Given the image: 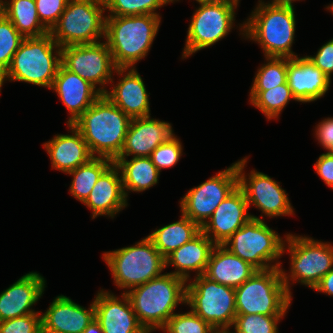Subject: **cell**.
I'll return each instance as SVG.
<instances>
[{
	"instance_id": "2",
	"label": "cell",
	"mask_w": 333,
	"mask_h": 333,
	"mask_svg": "<svg viewBox=\"0 0 333 333\" xmlns=\"http://www.w3.org/2000/svg\"><path fill=\"white\" fill-rule=\"evenodd\" d=\"M186 281L171 272L128 290L139 323L150 333L163 328L182 302L186 303Z\"/></svg>"
},
{
	"instance_id": "34",
	"label": "cell",
	"mask_w": 333,
	"mask_h": 333,
	"mask_svg": "<svg viewBox=\"0 0 333 333\" xmlns=\"http://www.w3.org/2000/svg\"><path fill=\"white\" fill-rule=\"evenodd\" d=\"M173 1L174 0H104V3L105 9L111 12L109 16H135L159 15L155 10Z\"/></svg>"
},
{
	"instance_id": "6",
	"label": "cell",
	"mask_w": 333,
	"mask_h": 333,
	"mask_svg": "<svg viewBox=\"0 0 333 333\" xmlns=\"http://www.w3.org/2000/svg\"><path fill=\"white\" fill-rule=\"evenodd\" d=\"M57 48L53 55V49ZM61 64V47L50 33L41 37L24 38L13 55L12 62L0 77V87L7 78L51 89Z\"/></svg>"
},
{
	"instance_id": "45",
	"label": "cell",
	"mask_w": 333,
	"mask_h": 333,
	"mask_svg": "<svg viewBox=\"0 0 333 333\" xmlns=\"http://www.w3.org/2000/svg\"><path fill=\"white\" fill-rule=\"evenodd\" d=\"M83 333H103L100 324L94 319L87 328L83 331Z\"/></svg>"
},
{
	"instance_id": "20",
	"label": "cell",
	"mask_w": 333,
	"mask_h": 333,
	"mask_svg": "<svg viewBox=\"0 0 333 333\" xmlns=\"http://www.w3.org/2000/svg\"><path fill=\"white\" fill-rule=\"evenodd\" d=\"M45 288L44 278L37 272H29L0 294V322L34 312L33 306ZM31 308V309H30Z\"/></svg>"
},
{
	"instance_id": "24",
	"label": "cell",
	"mask_w": 333,
	"mask_h": 333,
	"mask_svg": "<svg viewBox=\"0 0 333 333\" xmlns=\"http://www.w3.org/2000/svg\"><path fill=\"white\" fill-rule=\"evenodd\" d=\"M69 127L74 135L58 134L43 144L50 155L52 168L65 173L75 170L95 157L91 154L83 135L73 125Z\"/></svg>"
},
{
	"instance_id": "3",
	"label": "cell",
	"mask_w": 333,
	"mask_h": 333,
	"mask_svg": "<svg viewBox=\"0 0 333 333\" xmlns=\"http://www.w3.org/2000/svg\"><path fill=\"white\" fill-rule=\"evenodd\" d=\"M159 15L107 16L106 44L117 68L133 67L144 58L157 35Z\"/></svg>"
},
{
	"instance_id": "38",
	"label": "cell",
	"mask_w": 333,
	"mask_h": 333,
	"mask_svg": "<svg viewBox=\"0 0 333 333\" xmlns=\"http://www.w3.org/2000/svg\"><path fill=\"white\" fill-rule=\"evenodd\" d=\"M182 155L181 142L175 136L163 142L151 154L152 163L160 172L163 168L174 166Z\"/></svg>"
},
{
	"instance_id": "13",
	"label": "cell",
	"mask_w": 333,
	"mask_h": 333,
	"mask_svg": "<svg viewBox=\"0 0 333 333\" xmlns=\"http://www.w3.org/2000/svg\"><path fill=\"white\" fill-rule=\"evenodd\" d=\"M286 240L291 254V280L314 289L333 268V247L312 238L291 234L286 236Z\"/></svg>"
},
{
	"instance_id": "32",
	"label": "cell",
	"mask_w": 333,
	"mask_h": 333,
	"mask_svg": "<svg viewBox=\"0 0 333 333\" xmlns=\"http://www.w3.org/2000/svg\"><path fill=\"white\" fill-rule=\"evenodd\" d=\"M290 99L296 100L287 82L268 90L250 92V102L268 119L277 118Z\"/></svg>"
},
{
	"instance_id": "39",
	"label": "cell",
	"mask_w": 333,
	"mask_h": 333,
	"mask_svg": "<svg viewBox=\"0 0 333 333\" xmlns=\"http://www.w3.org/2000/svg\"><path fill=\"white\" fill-rule=\"evenodd\" d=\"M41 315L32 313L0 322V333H40Z\"/></svg>"
},
{
	"instance_id": "19",
	"label": "cell",
	"mask_w": 333,
	"mask_h": 333,
	"mask_svg": "<svg viewBox=\"0 0 333 333\" xmlns=\"http://www.w3.org/2000/svg\"><path fill=\"white\" fill-rule=\"evenodd\" d=\"M174 137L171 124L151 119L150 116L132 118L125 137L124 146L117 158L150 157L163 142Z\"/></svg>"
},
{
	"instance_id": "5",
	"label": "cell",
	"mask_w": 333,
	"mask_h": 333,
	"mask_svg": "<svg viewBox=\"0 0 333 333\" xmlns=\"http://www.w3.org/2000/svg\"><path fill=\"white\" fill-rule=\"evenodd\" d=\"M259 2L252 16L240 26L244 35L260 43L265 57L298 56L291 51L296 25L294 8Z\"/></svg>"
},
{
	"instance_id": "4",
	"label": "cell",
	"mask_w": 333,
	"mask_h": 333,
	"mask_svg": "<svg viewBox=\"0 0 333 333\" xmlns=\"http://www.w3.org/2000/svg\"><path fill=\"white\" fill-rule=\"evenodd\" d=\"M288 278L280 267L257 270L235 289L237 315H285L291 303Z\"/></svg>"
},
{
	"instance_id": "46",
	"label": "cell",
	"mask_w": 333,
	"mask_h": 333,
	"mask_svg": "<svg viewBox=\"0 0 333 333\" xmlns=\"http://www.w3.org/2000/svg\"><path fill=\"white\" fill-rule=\"evenodd\" d=\"M292 1H295V0H272L271 3H265V4L274 5V6L293 7Z\"/></svg>"
},
{
	"instance_id": "48",
	"label": "cell",
	"mask_w": 333,
	"mask_h": 333,
	"mask_svg": "<svg viewBox=\"0 0 333 333\" xmlns=\"http://www.w3.org/2000/svg\"><path fill=\"white\" fill-rule=\"evenodd\" d=\"M229 330L226 329H213L210 333H229Z\"/></svg>"
},
{
	"instance_id": "36",
	"label": "cell",
	"mask_w": 333,
	"mask_h": 333,
	"mask_svg": "<svg viewBox=\"0 0 333 333\" xmlns=\"http://www.w3.org/2000/svg\"><path fill=\"white\" fill-rule=\"evenodd\" d=\"M283 316L263 314L236 315L233 324L234 333H277V323Z\"/></svg>"
},
{
	"instance_id": "50",
	"label": "cell",
	"mask_w": 333,
	"mask_h": 333,
	"mask_svg": "<svg viewBox=\"0 0 333 333\" xmlns=\"http://www.w3.org/2000/svg\"><path fill=\"white\" fill-rule=\"evenodd\" d=\"M196 1L199 3V2L220 1V0H196Z\"/></svg>"
},
{
	"instance_id": "43",
	"label": "cell",
	"mask_w": 333,
	"mask_h": 333,
	"mask_svg": "<svg viewBox=\"0 0 333 333\" xmlns=\"http://www.w3.org/2000/svg\"><path fill=\"white\" fill-rule=\"evenodd\" d=\"M316 137L321 145L328 150H333V118L321 121L316 128Z\"/></svg>"
},
{
	"instance_id": "42",
	"label": "cell",
	"mask_w": 333,
	"mask_h": 333,
	"mask_svg": "<svg viewBox=\"0 0 333 333\" xmlns=\"http://www.w3.org/2000/svg\"><path fill=\"white\" fill-rule=\"evenodd\" d=\"M314 169L322 180L333 189V154L323 153L314 164Z\"/></svg>"
},
{
	"instance_id": "12",
	"label": "cell",
	"mask_w": 333,
	"mask_h": 333,
	"mask_svg": "<svg viewBox=\"0 0 333 333\" xmlns=\"http://www.w3.org/2000/svg\"><path fill=\"white\" fill-rule=\"evenodd\" d=\"M61 64L69 71L76 73L96 88L112 81V72L118 75L129 68H117L112 53L106 42L92 44L68 45L61 48ZM113 70V71H112Z\"/></svg>"
},
{
	"instance_id": "47",
	"label": "cell",
	"mask_w": 333,
	"mask_h": 333,
	"mask_svg": "<svg viewBox=\"0 0 333 333\" xmlns=\"http://www.w3.org/2000/svg\"><path fill=\"white\" fill-rule=\"evenodd\" d=\"M6 17V2L0 0V20Z\"/></svg>"
},
{
	"instance_id": "44",
	"label": "cell",
	"mask_w": 333,
	"mask_h": 333,
	"mask_svg": "<svg viewBox=\"0 0 333 333\" xmlns=\"http://www.w3.org/2000/svg\"><path fill=\"white\" fill-rule=\"evenodd\" d=\"M314 290L333 295V268L321 278Z\"/></svg>"
},
{
	"instance_id": "14",
	"label": "cell",
	"mask_w": 333,
	"mask_h": 333,
	"mask_svg": "<svg viewBox=\"0 0 333 333\" xmlns=\"http://www.w3.org/2000/svg\"><path fill=\"white\" fill-rule=\"evenodd\" d=\"M238 187L236 163L199 186L192 188L180 201L181 213L201 228L219 204Z\"/></svg>"
},
{
	"instance_id": "9",
	"label": "cell",
	"mask_w": 333,
	"mask_h": 333,
	"mask_svg": "<svg viewBox=\"0 0 333 333\" xmlns=\"http://www.w3.org/2000/svg\"><path fill=\"white\" fill-rule=\"evenodd\" d=\"M251 217L231 235L224 246L256 270L280 267V263L270 265V262L280 258L285 252L284 241L267 226L264 220L254 215Z\"/></svg>"
},
{
	"instance_id": "23",
	"label": "cell",
	"mask_w": 333,
	"mask_h": 333,
	"mask_svg": "<svg viewBox=\"0 0 333 333\" xmlns=\"http://www.w3.org/2000/svg\"><path fill=\"white\" fill-rule=\"evenodd\" d=\"M119 168L113 163L97 180L89 196L83 202L92 209V218L108 215L112 218L127 206L122 177Z\"/></svg>"
},
{
	"instance_id": "26",
	"label": "cell",
	"mask_w": 333,
	"mask_h": 333,
	"mask_svg": "<svg viewBox=\"0 0 333 333\" xmlns=\"http://www.w3.org/2000/svg\"><path fill=\"white\" fill-rule=\"evenodd\" d=\"M105 95L131 119L150 116L148 94L134 67Z\"/></svg>"
},
{
	"instance_id": "21",
	"label": "cell",
	"mask_w": 333,
	"mask_h": 333,
	"mask_svg": "<svg viewBox=\"0 0 333 333\" xmlns=\"http://www.w3.org/2000/svg\"><path fill=\"white\" fill-rule=\"evenodd\" d=\"M287 84L298 102H312L329 89L330 79L310 59L287 57Z\"/></svg>"
},
{
	"instance_id": "49",
	"label": "cell",
	"mask_w": 333,
	"mask_h": 333,
	"mask_svg": "<svg viewBox=\"0 0 333 333\" xmlns=\"http://www.w3.org/2000/svg\"><path fill=\"white\" fill-rule=\"evenodd\" d=\"M40 333H59V332L50 331V330H41Z\"/></svg>"
},
{
	"instance_id": "11",
	"label": "cell",
	"mask_w": 333,
	"mask_h": 333,
	"mask_svg": "<svg viewBox=\"0 0 333 333\" xmlns=\"http://www.w3.org/2000/svg\"><path fill=\"white\" fill-rule=\"evenodd\" d=\"M239 0L199 2L188 28L183 58L209 47L225 37L233 28Z\"/></svg>"
},
{
	"instance_id": "8",
	"label": "cell",
	"mask_w": 333,
	"mask_h": 333,
	"mask_svg": "<svg viewBox=\"0 0 333 333\" xmlns=\"http://www.w3.org/2000/svg\"><path fill=\"white\" fill-rule=\"evenodd\" d=\"M104 7V0H69L49 33L61 48L97 43V39L105 36Z\"/></svg>"
},
{
	"instance_id": "7",
	"label": "cell",
	"mask_w": 333,
	"mask_h": 333,
	"mask_svg": "<svg viewBox=\"0 0 333 333\" xmlns=\"http://www.w3.org/2000/svg\"><path fill=\"white\" fill-rule=\"evenodd\" d=\"M105 262L112 272L115 284L130 289L161 276L165 269V258L147 236L135 246L106 252Z\"/></svg>"
},
{
	"instance_id": "16",
	"label": "cell",
	"mask_w": 333,
	"mask_h": 333,
	"mask_svg": "<svg viewBox=\"0 0 333 333\" xmlns=\"http://www.w3.org/2000/svg\"><path fill=\"white\" fill-rule=\"evenodd\" d=\"M248 208L249 205L244 192L238 186L214 210L209 221H206L201 228L202 232L215 245H224L235 231L252 218L248 214Z\"/></svg>"
},
{
	"instance_id": "18",
	"label": "cell",
	"mask_w": 333,
	"mask_h": 333,
	"mask_svg": "<svg viewBox=\"0 0 333 333\" xmlns=\"http://www.w3.org/2000/svg\"><path fill=\"white\" fill-rule=\"evenodd\" d=\"M51 89L55 90L63 104L71 112L67 124L72 125L102 94L103 87L95 90L88 81L67 70L60 64Z\"/></svg>"
},
{
	"instance_id": "17",
	"label": "cell",
	"mask_w": 333,
	"mask_h": 333,
	"mask_svg": "<svg viewBox=\"0 0 333 333\" xmlns=\"http://www.w3.org/2000/svg\"><path fill=\"white\" fill-rule=\"evenodd\" d=\"M122 297L123 301L102 290L96 296L95 319L103 333H148L139 323L126 293Z\"/></svg>"
},
{
	"instance_id": "31",
	"label": "cell",
	"mask_w": 333,
	"mask_h": 333,
	"mask_svg": "<svg viewBox=\"0 0 333 333\" xmlns=\"http://www.w3.org/2000/svg\"><path fill=\"white\" fill-rule=\"evenodd\" d=\"M114 163L113 160L95 155L86 164L80 165L67 174L73 175L70 193L82 203L89 196L99 177Z\"/></svg>"
},
{
	"instance_id": "10",
	"label": "cell",
	"mask_w": 333,
	"mask_h": 333,
	"mask_svg": "<svg viewBox=\"0 0 333 333\" xmlns=\"http://www.w3.org/2000/svg\"><path fill=\"white\" fill-rule=\"evenodd\" d=\"M235 289L219 284L204 274L186 286V304L214 329L229 330L236 313Z\"/></svg>"
},
{
	"instance_id": "41",
	"label": "cell",
	"mask_w": 333,
	"mask_h": 333,
	"mask_svg": "<svg viewBox=\"0 0 333 333\" xmlns=\"http://www.w3.org/2000/svg\"><path fill=\"white\" fill-rule=\"evenodd\" d=\"M329 79L333 72V39L324 44L313 56H307Z\"/></svg>"
},
{
	"instance_id": "30",
	"label": "cell",
	"mask_w": 333,
	"mask_h": 333,
	"mask_svg": "<svg viewBox=\"0 0 333 333\" xmlns=\"http://www.w3.org/2000/svg\"><path fill=\"white\" fill-rule=\"evenodd\" d=\"M6 17L24 38L41 37L49 33L39 20L35 0L6 1Z\"/></svg>"
},
{
	"instance_id": "35",
	"label": "cell",
	"mask_w": 333,
	"mask_h": 333,
	"mask_svg": "<svg viewBox=\"0 0 333 333\" xmlns=\"http://www.w3.org/2000/svg\"><path fill=\"white\" fill-rule=\"evenodd\" d=\"M23 40L24 37L7 17L0 20V77L9 68Z\"/></svg>"
},
{
	"instance_id": "15",
	"label": "cell",
	"mask_w": 333,
	"mask_h": 333,
	"mask_svg": "<svg viewBox=\"0 0 333 333\" xmlns=\"http://www.w3.org/2000/svg\"><path fill=\"white\" fill-rule=\"evenodd\" d=\"M246 162L247 158L236 162V168L238 186L244 192L248 205H255L269 217L293 214L287 193L271 177L253 170L249 175V180L246 179L242 172Z\"/></svg>"
},
{
	"instance_id": "40",
	"label": "cell",
	"mask_w": 333,
	"mask_h": 333,
	"mask_svg": "<svg viewBox=\"0 0 333 333\" xmlns=\"http://www.w3.org/2000/svg\"><path fill=\"white\" fill-rule=\"evenodd\" d=\"M69 0H35L39 20L50 32L57 24Z\"/></svg>"
},
{
	"instance_id": "51",
	"label": "cell",
	"mask_w": 333,
	"mask_h": 333,
	"mask_svg": "<svg viewBox=\"0 0 333 333\" xmlns=\"http://www.w3.org/2000/svg\"><path fill=\"white\" fill-rule=\"evenodd\" d=\"M327 9H329L333 13V3L330 4V6H328Z\"/></svg>"
},
{
	"instance_id": "29",
	"label": "cell",
	"mask_w": 333,
	"mask_h": 333,
	"mask_svg": "<svg viewBox=\"0 0 333 333\" xmlns=\"http://www.w3.org/2000/svg\"><path fill=\"white\" fill-rule=\"evenodd\" d=\"M181 216L179 221L154 230L153 233L148 235L153 241L155 248L164 258L202 231L201 227L189 217L183 214Z\"/></svg>"
},
{
	"instance_id": "1",
	"label": "cell",
	"mask_w": 333,
	"mask_h": 333,
	"mask_svg": "<svg viewBox=\"0 0 333 333\" xmlns=\"http://www.w3.org/2000/svg\"><path fill=\"white\" fill-rule=\"evenodd\" d=\"M131 118L102 94L72 125L91 154L115 160L122 151Z\"/></svg>"
},
{
	"instance_id": "22",
	"label": "cell",
	"mask_w": 333,
	"mask_h": 333,
	"mask_svg": "<svg viewBox=\"0 0 333 333\" xmlns=\"http://www.w3.org/2000/svg\"><path fill=\"white\" fill-rule=\"evenodd\" d=\"M95 319L94 301L90 309L73 302L64 295L57 296L47 311L41 315V330L59 333H83Z\"/></svg>"
},
{
	"instance_id": "27",
	"label": "cell",
	"mask_w": 333,
	"mask_h": 333,
	"mask_svg": "<svg viewBox=\"0 0 333 333\" xmlns=\"http://www.w3.org/2000/svg\"><path fill=\"white\" fill-rule=\"evenodd\" d=\"M214 246L212 240L201 231L192 240L168 255L165 258V267L174 265L177 270L172 274L187 282L190 270H197V276L205 273Z\"/></svg>"
},
{
	"instance_id": "33",
	"label": "cell",
	"mask_w": 333,
	"mask_h": 333,
	"mask_svg": "<svg viewBox=\"0 0 333 333\" xmlns=\"http://www.w3.org/2000/svg\"><path fill=\"white\" fill-rule=\"evenodd\" d=\"M266 59L268 63L258 69L251 90H268L287 82V57Z\"/></svg>"
},
{
	"instance_id": "28",
	"label": "cell",
	"mask_w": 333,
	"mask_h": 333,
	"mask_svg": "<svg viewBox=\"0 0 333 333\" xmlns=\"http://www.w3.org/2000/svg\"><path fill=\"white\" fill-rule=\"evenodd\" d=\"M114 164L121 171L122 186L126 198L128 196L127 190L142 192L158 182L160 172L150 157H133L130 161L125 158H116Z\"/></svg>"
},
{
	"instance_id": "37",
	"label": "cell",
	"mask_w": 333,
	"mask_h": 333,
	"mask_svg": "<svg viewBox=\"0 0 333 333\" xmlns=\"http://www.w3.org/2000/svg\"><path fill=\"white\" fill-rule=\"evenodd\" d=\"M213 329L192 310L184 314H174L162 328L167 333H210Z\"/></svg>"
},
{
	"instance_id": "25",
	"label": "cell",
	"mask_w": 333,
	"mask_h": 333,
	"mask_svg": "<svg viewBox=\"0 0 333 333\" xmlns=\"http://www.w3.org/2000/svg\"><path fill=\"white\" fill-rule=\"evenodd\" d=\"M256 271L253 266L232 254L224 245H215L204 275L219 284L236 289Z\"/></svg>"
}]
</instances>
